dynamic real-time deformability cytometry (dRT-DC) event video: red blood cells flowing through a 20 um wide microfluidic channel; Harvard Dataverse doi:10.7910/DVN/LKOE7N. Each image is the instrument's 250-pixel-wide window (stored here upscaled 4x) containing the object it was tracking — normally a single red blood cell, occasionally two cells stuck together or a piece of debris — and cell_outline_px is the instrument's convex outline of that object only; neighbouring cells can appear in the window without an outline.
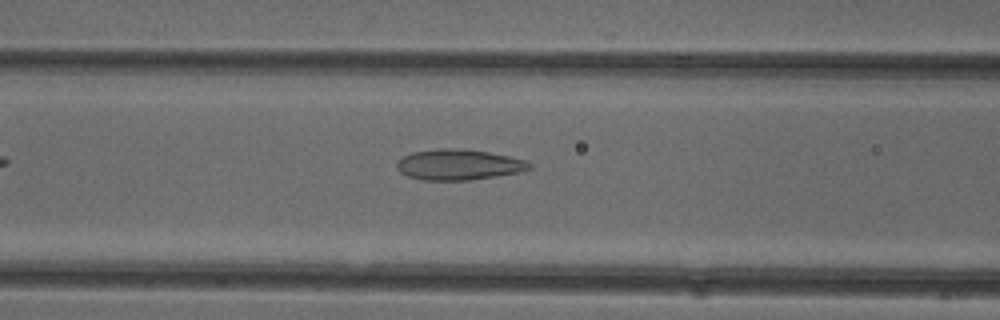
{"species": "common noctule bat (a hibernating species)", "species_latin": "Nyctalus noctula", "temperature_condition": "cold", "stored_images_in_passage": 11, "camera_frame_rate_fps": 3000, "um_per_image_px": 0.085, "animal": {"sex": "female"}, "frame": {"image": 1, "passage_image": 6, "time_ms": 1.667, "image_size_px": [1000, 320], "cell_outline_px": [[532, 168], [524, 172], [468, 180], [424, 180], [408, 176], [400, 172], [396, 168], [396, 164], [404, 156], [412, 152], [436, 148], [456, 148], [488, 152], [508, 156], [524, 160], [532, 164]], "centroid_in_image_um": [39.0, 13.99], "position_along_channel_um": 127.6, "area_um2": 23.7}}
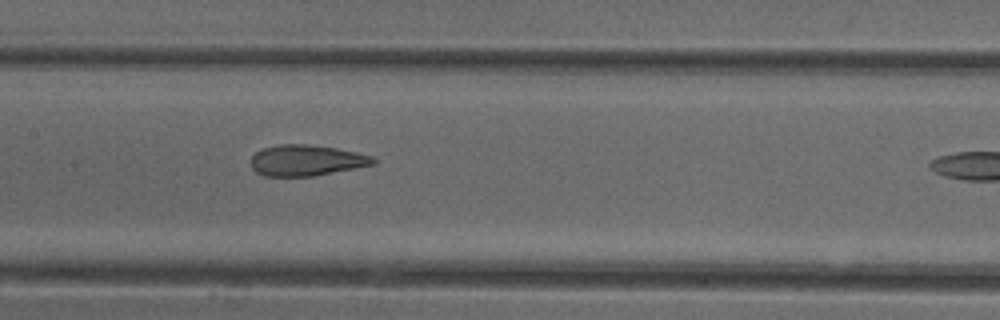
{"frame": {"image": 2, "passage_image": 10, "time_ms": 3.0, "image_size_px": [1000, 320], "cell_outline_px": [[376, 164], [312, 176], [264, 176], [256, 172], [252, 168], [252, 156], [256, 152], [264, 148], [280, 144], [308, 144], [336, 148], [356, 152], [372, 156], [376, 160]], "centroid_in_image_um": [26.05, 13.63], "position_along_channel_um": 181.4, "area_um2": 21.91}}